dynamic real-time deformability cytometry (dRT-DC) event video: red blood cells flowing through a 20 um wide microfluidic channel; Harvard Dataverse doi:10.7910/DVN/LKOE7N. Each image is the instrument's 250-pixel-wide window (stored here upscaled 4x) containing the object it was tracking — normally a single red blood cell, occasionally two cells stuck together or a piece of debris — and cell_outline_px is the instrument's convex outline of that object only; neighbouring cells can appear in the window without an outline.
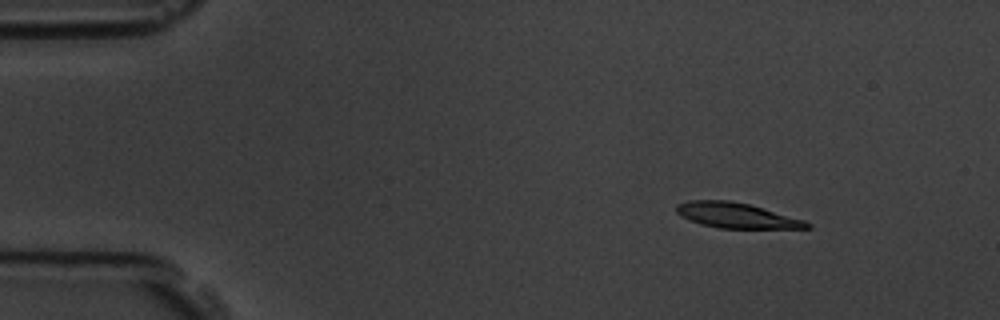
{"species": "common noctule bat (a hibernating species)", "species_latin": "Nyctalus noctula", "temperature_condition": "room temperature", "stored_images_in_passage": 8, "camera_frame_rate_fps": 3000, "um_per_image_px": 0.085, "animal": {"sex": "male", "body_mass_g": 19.5, "forearm_length_mm": 54.6}, "frame": {"image": 1, "passage_image": 2, "time_ms": 2.0, "image_size_px": [1000, 320], "cell_outline_px": [[812, 228], [720, 228], [700, 224], [688, 220], [680, 216], [676, 212], [676, 204], [688, 200], [728, 200], [748, 204], [804, 220], [812, 224]], "centroid_in_image_um": [62.54, 18.31], "position_along_channel_um": 22.5, "area_um2": 19.13}}
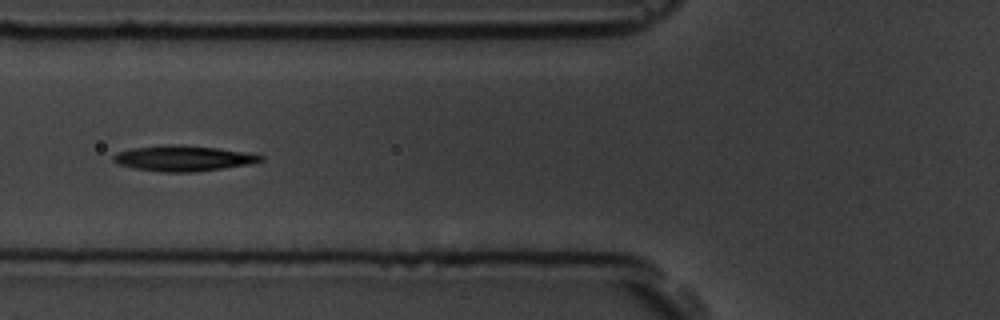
{"frame": {"image": 2, "passage_image": 6, "time_ms": 6.667, "image_size_px": [1000, 320], "cell_outline_px": [[264, 160], [252, 164], [196, 172], [164, 172], [132, 168], [116, 164], [112, 160], [112, 156], [116, 152], [132, 148], [216, 148], [256, 152], [264, 156]], "centroid_in_image_um": [15.68, 13.52], "position_along_channel_um": 110.1, "area_um2": 21.1}}
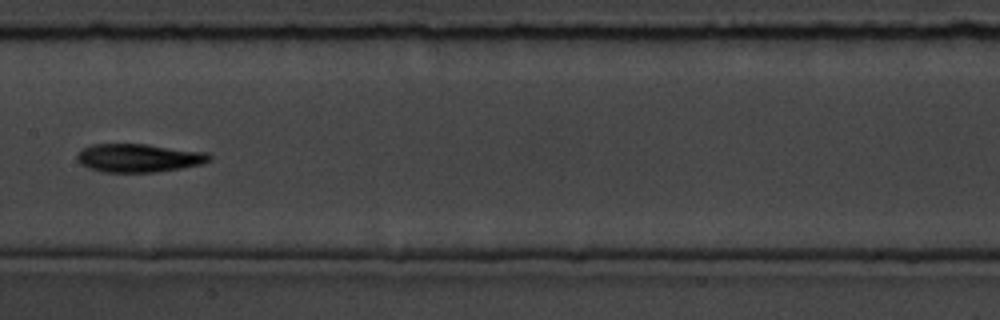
{"frame": {"image": 3, "passage_image": 8, "time_ms": 9.0, "image_size_px": [1000, 320], "cell_outline_px": [[212, 160], [204, 164], [156, 172], [104, 172], [88, 168], [80, 164], [76, 160], [76, 156], [84, 148], [92, 144], [148, 144], [208, 152], [212, 156]], "centroid_in_image_um": [11.83, 13.42], "position_along_channel_um": 195.6, "area_um2": 22.08}}